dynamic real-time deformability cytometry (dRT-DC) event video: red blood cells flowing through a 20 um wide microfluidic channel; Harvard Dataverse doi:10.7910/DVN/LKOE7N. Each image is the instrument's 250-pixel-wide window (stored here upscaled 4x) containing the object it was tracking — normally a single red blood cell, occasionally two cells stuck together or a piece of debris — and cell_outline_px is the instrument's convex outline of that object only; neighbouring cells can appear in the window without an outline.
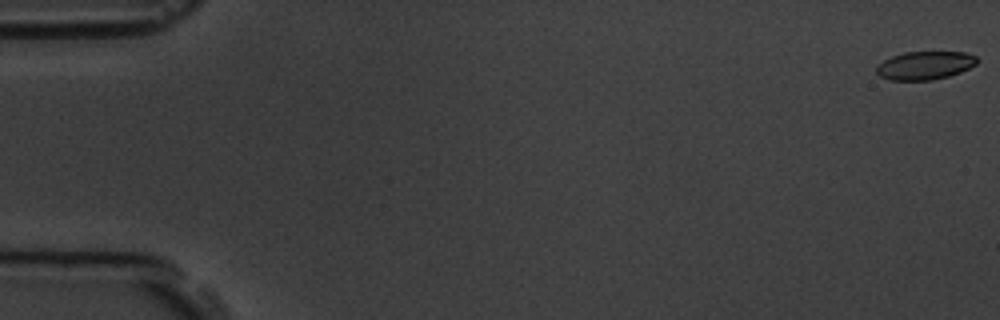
{"species": "common noctule bat (a hibernating species)", "species_latin": "Nyctalus noctula", "temperature_condition": "room temperature", "stored_images_in_passage": 5, "camera_frame_rate_fps": 3000, "um_per_image_px": 0.085, "animal": {"sex": "male", "body_mass_g": 19.5, "forearm_length_mm": 54.6}, "frame": {"image": 1, "passage_image": 1, "time_ms": 0.0, "image_size_px": [1000, 320], "cell_outline_px": [[980, 60], [976, 64], [960, 72], [948, 76], [932, 80], [888, 80], [880, 76], [876, 72], [876, 64], [892, 56], [904, 52], [964, 52], [976, 56]], "centroid_in_image_um": [78.6, 5.56], "position_along_channel_um": 6.4, "area_um2": 16.65}}
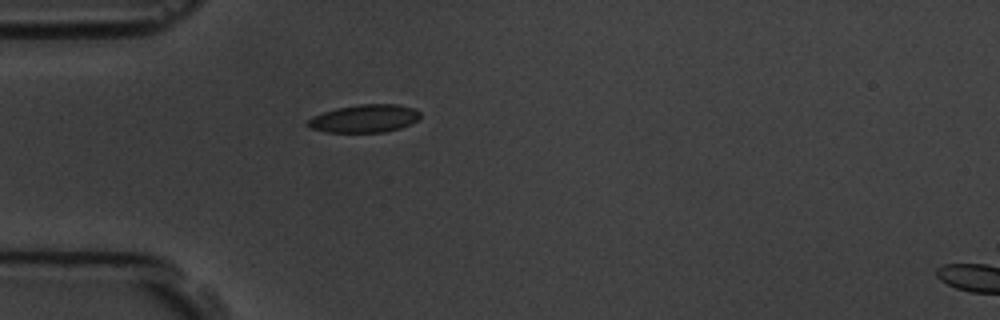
{"frame": {"image": 2, "passage_image": 5, "time_ms": 5.333, "image_size_px": [1000, 320], "cell_outline_px": [[420, 120], [400, 128], [384, 132], [324, 132], [312, 128], [308, 124], [308, 120], [312, 116], [336, 108], [360, 104], [396, 104], [412, 108], [420, 112]], "centroid_in_image_um": [31.01, 10.07], "position_along_channel_um": 54.0, "area_um2": 18.21}}